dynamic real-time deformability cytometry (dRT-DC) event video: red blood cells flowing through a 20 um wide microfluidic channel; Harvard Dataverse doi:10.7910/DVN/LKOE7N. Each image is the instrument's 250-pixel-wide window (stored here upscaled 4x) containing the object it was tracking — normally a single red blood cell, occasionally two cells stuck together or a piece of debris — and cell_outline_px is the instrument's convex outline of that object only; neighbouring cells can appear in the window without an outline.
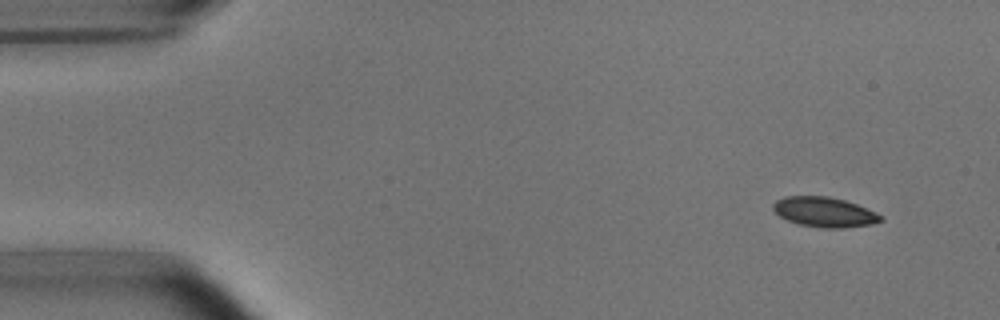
{"species": "common noctule bat (a hibernating species)", "species_latin": "Nyctalus noctula", "temperature_condition": "room temperature", "stored_images_in_passage": 51, "camera_frame_rate_fps": 3000, "um_per_image_px": 0.085, "animal": {"sex": "male", "body_mass_g": 15.6}, "frame": {"image": 1, "passage_image": 3, "time_ms": 0.667, "image_size_px": [1000, 320], "cell_outline_px": [[884, 220], [872, 224], [844, 228], [824, 228], [800, 224], [788, 220], [780, 216], [772, 208], [772, 204], [776, 200], [784, 196], [828, 196], [844, 200], [856, 204], [876, 212], [884, 216]], "centroid_in_image_um": [70.1, 18.02], "position_along_channel_um": 14.9, "area_um2": 18.79}}
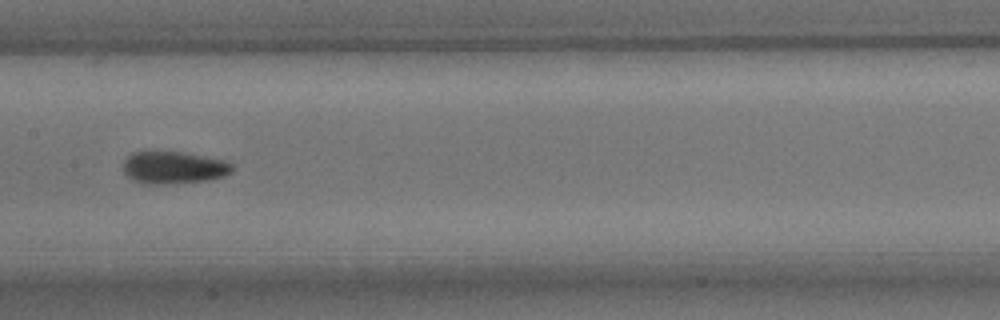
{"frame": {"image": 2, "passage_image": 25, "time_ms": 8.0, "image_size_px": [1000, 320], "cell_outline_px": [[232, 172], [224, 176], [208, 180], [164, 184], [140, 184], [132, 180], [124, 172], [124, 160], [132, 152], [184, 152], [224, 160], [232, 164]], "centroid_in_image_um": [14.75, 14.25], "position_along_channel_um": 192.7, "area_um2": 20.52}}
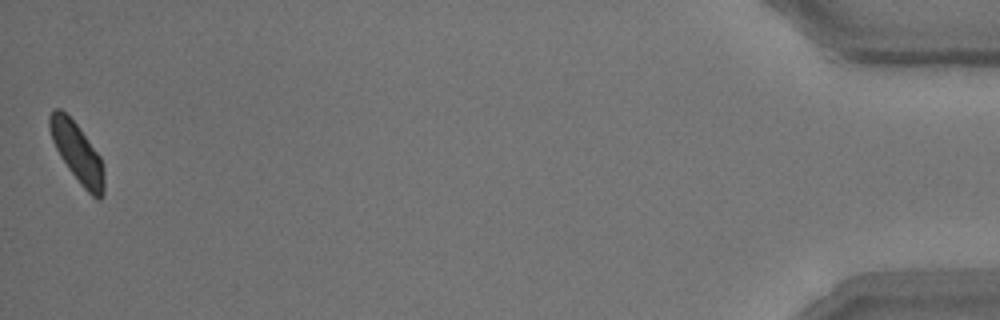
{"frame": {"image": 3, "passage_image": 51, "time_ms": 16.667, "image_size_px": [1000, 320], "cell_outline_px": [[104, 192], [100, 200], [96, 200], [80, 184], [68, 168], [60, 156], [52, 140], [48, 128], [48, 116], [56, 108], [60, 108], [76, 124], [100, 156], [104, 168]], "centroid_in_image_um": [6.57, 13.0], "position_along_channel_um": 428.6, "area_um2": 18.73}, "authors_computed_cell_mechanics": {"area_um2": 19.363, "velocity_mm_per_s": 3.7923, "shape_relaxation_time_tau1_ms": 2.7588, "shape_relaxation_time_tau2_ms": 1.2404, "deformation_change_tau1": 0.1209, "deformation_change_tau2": 0.0527}}